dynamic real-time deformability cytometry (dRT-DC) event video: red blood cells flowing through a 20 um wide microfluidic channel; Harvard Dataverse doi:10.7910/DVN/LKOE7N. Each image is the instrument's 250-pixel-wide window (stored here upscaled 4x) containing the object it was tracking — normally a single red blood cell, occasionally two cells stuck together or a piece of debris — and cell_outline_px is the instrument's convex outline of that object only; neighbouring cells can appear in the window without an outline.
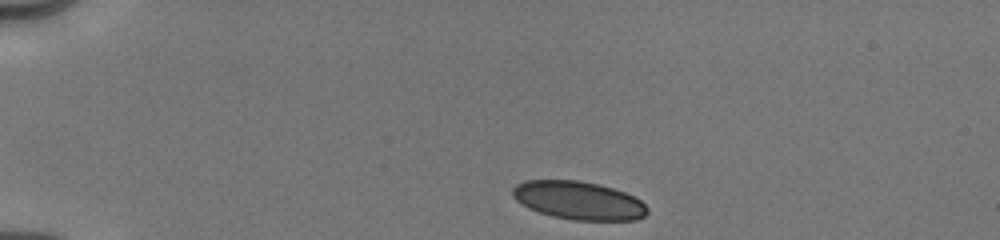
{"species": "human", "species_latin": "Homo sapiens", "temperature_condition": "cold", "stored_images_in_passage": 6, "camera_frame_rate_fps": 3000, "um_per_image_px": 0.085, "donor": {"sex": "male"}, "frame": {"image": 1, "passage_image": 1, "time_ms": 0.0, "image_size_px": [1000, 240], "cell_outline_px": [[648, 212], [644, 216], [636, 220], [572, 220], [552, 216], [528, 208], [516, 200], [512, 196], [512, 188], [516, 184], [524, 180], [580, 180], [600, 184], [624, 192], [640, 200], [648, 208]], "centroid_in_image_um": [49.16, 17.03], "position_along_channel_um": 35.8, "area_um2": 30.11}}
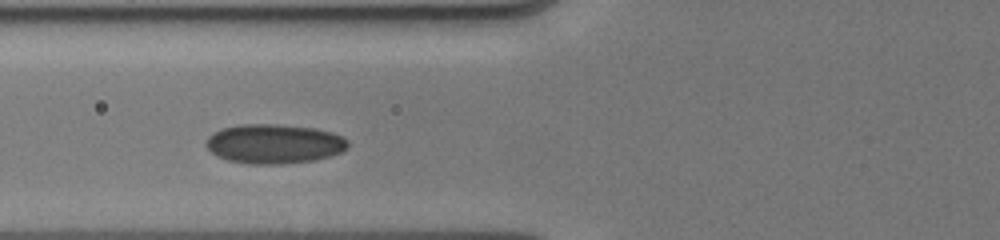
{"frame": {"image": 2, "passage_image": 4, "time_ms": 3.333, "image_size_px": [1000, 240], "cell_outline_px": [[348, 148], [340, 152], [328, 156], [312, 160], [280, 164], [248, 164], [228, 160], [216, 156], [204, 144], [208, 136], [212, 132], [220, 128], [240, 124], [280, 124], [316, 128], [332, 132], [344, 136], [348, 140]], "centroid_in_image_um": [23.28, 12.21], "position_along_channel_um": 102.5, "area_um2": 32.89}}
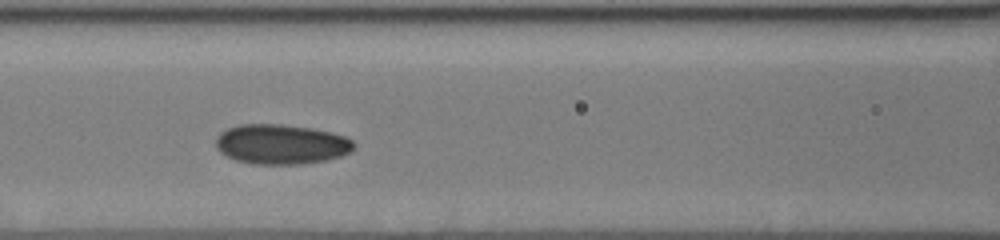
{"frame": {"image": 3, "passage_image": 5, "time_ms": 4.333, "image_size_px": [1000, 240], "cell_outline_px": [[356, 144], [348, 152], [340, 156], [324, 160], [296, 164], [252, 164], [236, 160], [220, 152], [216, 148], [216, 136], [220, 132], [228, 128], [240, 124], [280, 124], [312, 128], [332, 132], [344, 136], [352, 140]], "centroid_in_image_um": [23.87, 12.25], "position_along_channel_um": 142.7, "area_um2": 31.96}}